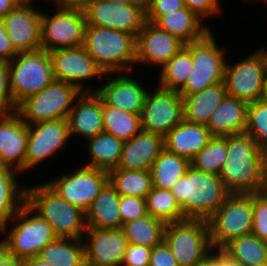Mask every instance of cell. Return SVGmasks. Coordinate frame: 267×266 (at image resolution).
I'll list each match as a JSON object with an SVG mask.
<instances>
[{
    "mask_svg": "<svg viewBox=\"0 0 267 266\" xmlns=\"http://www.w3.org/2000/svg\"><path fill=\"white\" fill-rule=\"evenodd\" d=\"M226 154L219 177L231 194L266 190L267 154L249 134L226 136Z\"/></svg>",
    "mask_w": 267,
    "mask_h": 266,
    "instance_id": "1",
    "label": "cell"
},
{
    "mask_svg": "<svg viewBox=\"0 0 267 266\" xmlns=\"http://www.w3.org/2000/svg\"><path fill=\"white\" fill-rule=\"evenodd\" d=\"M186 219L207 221L231 194L217 174L189 166L171 188Z\"/></svg>",
    "mask_w": 267,
    "mask_h": 266,
    "instance_id": "2",
    "label": "cell"
},
{
    "mask_svg": "<svg viewBox=\"0 0 267 266\" xmlns=\"http://www.w3.org/2000/svg\"><path fill=\"white\" fill-rule=\"evenodd\" d=\"M26 204L53 228L57 237L83 239L86 212L61 198L44 181L26 186Z\"/></svg>",
    "mask_w": 267,
    "mask_h": 266,
    "instance_id": "3",
    "label": "cell"
},
{
    "mask_svg": "<svg viewBox=\"0 0 267 266\" xmlns=\"http://www.w3.org/2000/svg\"><path fill=\"white\" fill-rule=\"evenodd\" d=\"M83 47L105 73H135V35L106 27L86 26Z\"/></svg>",
    "mask_w": 267,
    "mask_h": 266,
    "instance_id": "4",
    "label": "cell"
},
{
    "mask_svg": "<svg viewBox=\"0 0 267 266\" xmlns=\"http://www.w3.org/2000/svg\"><path fill=\"white\" fill-rule=\"evenodd\" d=\"M0 236L6 237L9 254L21 260L38 256L48 243L57 238L52 226L26 203L0 230Z\"/></svg>",
    "mask_w": 267,
    "mask_h": 266,
    "instance_id": "5",
    "label": "cell"
},
{
    "mask_svg": "<svg viewBox=\"0 0 267 266\" xmlns=\"http://www.w3.org/2000/svg\"><path fill=\"white\" fill-rule=\"evenodd\" d=\"M211 30L204 38L185 44L191 53L193 69L184 86L178 91L181 97L202 91L224 82L227 49L219 46ZM227 58H226V57Z\"/></svg>",
    "mask_w": 267,
    "mask_h": 266,
    "instance_id": "6",
    "label": "cell"
},
{
    "mask_svg": "<svg viewBox=\"0 0 267 266\" xmlns=\"http://www.w3.org/2000/svg\"><path fill=\"white\" fill-rule=\"evenodd\" d=\"M7 65L14 111L22 101L40 92L55 80L50 53L44 49L20 52L7 62Z\"/></svg>",
    "mask_w": 267,
    "mask_h": 266,
    "instance_id": "7",
    "label": "cell"
},
{
    "mask_svg": "<svg viewBox=\"0 0 267 266\" xmlns=\"http://www.w3.org/2000/svg\"><path fill=\"white\" fill-rule=\"evenodd\" d=\"M213 249L250 234L253 228V193L230 194L207 220Z\"/></svg>",
    "mask_w": 267,
    "mask_h": 266,
    "instance_id": "8",
    "label": "cell"
},
{
    "mask_svg": "<svg viewBox=\"0 0 267 266\" xmlns=\"http://www.w3.org/2000/svg\"><path fill=\"white\" fill-rule=\"evenodd\" d=\"M81 94L76 86L54 80L40 92L22 101L15 112L26 124L67 119Z\"/></svg>",
    "mask_w": 267,
    "mask_h": 266,
    "instance_id": "9",
    "label": "cell"
},
{
    "mask_svg": "<svg viewBox=\"0 0 267 266\" xmlns=\"http://www.w3.org/2000/svg\"><path fill=\"white\" fill-rule=\"evenodd\" d=\"M163 242L177 259L179 266H195L213 250L208 222L202 219L168 223Z\"/></svg>",
    "mask_w": 267,
    "mask_h": 266,
    "instance_id": "10",
    "label": "cell"
},
{
    "mask_svg": "<svg viewBox=\"0 0 267 266\" xmlns=\"http://www.w3.org/2000/svg\"><path fill=\"white\" fill-rule=\"evenodd\" d=\"M53 14L44 9L41 16L42 49L53 51L84 45L86 18L77 8H53ZM49 13V14H48ZM51 13V14H50Z\"/></svg>",
    "mask_w": 267,
    "mask_h": 266,
    "instance_id": "11",
    "label": "cell"
},
{
    "mask_svg": "<svg viewBox=\"0 0 267 266\" xmlns=\"http://www.w3.org/2000/svg\"><path fill=\"white\" fill-rule=\"evenodd\" d=\"M79 165L73 171L45 183L71 205L87 212L108 182V171Z\"/></svg>",
    "mask_w": 267,
    "mask_h": 266,
    "instance_id": "12",
    "label": "cell"
},
{
    "mask_svg": "<svg viewBox=\"0 0 267 266\" xmlns=\"http://www.w3.org/2000/svg\"><path fill=\"white\" fill-rule=\"evenodd\" d=\"M243 58L234 63L227 60L224 84L228 96L250 104L261 100L266 78L265 62L258 49Z\"/></svg>",
    "mask_w": 267,
    "mask_h": 266,
    "instance_id": "13",
    "label": "cell"
},
{
    "mask_svg": "<svg viewBox=\"0 0 267 266\" xmlns=\"http://www.w3.org/2000/svg\"><path fill=\"white\" fill-rule=\"evenodd\" d=\"M70 139L67 119L27 124L25 173L64 151Z\"/></svg>",
    "mask_w": 267,
    "mask_h": 266,
    "instance_id": "14",
    "label": "cell"
},
{
    "mask_svg": "<svg viewBox=\"0 0 267 266\" xmlns=\"http://www.w3.org/2000/svg\"><path fill=\"white\" fill-rule=\"evenodd\" d=\"M86 26L106 27L138 36L147 22L146 3L117 4L89 0L83 9Z\"/></svg>",
    "mask_w": 267,
    "mask_h": 266,
    "instance_id": "15",
    "label": "cell"
},
{
    "mask_svg": "<svg viewBox=\"0 0 267 266\" xmlns=\"http://www.w3.org/2000/svg\"><path fill=\"white\" fill-rule=\"evenodd\" d=\"M49 53L53 65L54 79L57 81L74 85L81 92H95L96 88L93 84L91 87L87 82L92 80L98 82V79H104L106 73L83 46L56 49L49 51Z\"/></svg>",
    "mask_w": 267,
    "mask_h": 266,
    "instance_id": "16",
    "label": "cell"
},
{
    "mask_svg": "<svg viewBox=\"0 0 267 266\" xmlns=\"http://www.w3.org/2000/svg\"><path fill=\"white\" fill-rule=\"evenodd\" d=\"M142 130L165 136L183 120V99L178 91L150 88L141 110Z\"/></svg>",
    "mask_w": 267,
    "mask_h": 266,
    "instance_id": "17",
    "label": "cell"
},
{
    "mask_svg": "<svg viewBox=\"0 0 267 266\" xmlns=\"http://www.w3.org/2000/svg\"><path fill=\"white\" fill-rule=\"evenodd\" d=\"M132 75L133 71L106 73L104 76L106 83L100 88L97 86L95 92L108 106L141 114L150 87L147 88V85L142 84L143 82L140 83V79L138 80Z\"/></svg>",
    "mask_w": 267,
    "mask_h": 266,
    "instance_id": "18",
    "label": "cell"
},
{
    "mask_svg": "<svg viewBox=\"0 0 267 266\" xmlns=\"http://www.w3.org/2000/svg\"><path fill=\"white\" fill-rule=\"evenodd\" d=\"M36 1H24L2 19L15 50L31 52L42 49L41 16Z\"/></svg>",
    "mask_w": 267,
    "mask_h": 266,
    "instance_id": "19",
    "label": "cell"
},
{
    "mask_svg": "<svg viewBox=\"0 0 267 266\" xmlns=\"http://www.w3.org/2000/svg\"><path fill=\"white\" fill-rule=\"evenodd\" d=\"M83 242L86 266H122L128 247L122 228H88Z\"/></svg>",
    "mask_w": 267,
    "mask_h": 266,
    "instance_id": "20",
    "label": "cell"
},
{
    "mask_svg": "<svg viewBox=\"0 0 267 266\" xmlns=\"http://www.w3.org/2000/svg\"><path fill=\"white\" fill-rule=\"evenodd\" d=\"M184 46L176 36L146 22L136 37V65L162 68Z\"/></svg>",
    "mask_w": 267,
    "mask_h": 266,
    "instance_id": "21",
    "label": "cell"
},
{
    "mask_svg": "<svg viewBox=\"0 0 267 266\" xmlns=\"http://www.w3.org/2000/svg\"><path fill=\"white\" fill-rule=\"evenodd\" d=\"M27 124L14 111L0 114V166L25 174Z\"/></svg>",
    "mask_w": 267,
    "mask_h": 266,
    "instance_id": "22",
    "label": "cell"
},
{
    "mask_svg": "<svg viewBox=\"0 0 267 266\" xmlns=\"http://www.w3.org/2000/svg\"><path fill=\"white\" fill-rule=\"evenodd\" d=\"M71 140H88L104 132L102 99L96 92H82L67 117Z\"/></svg>",
    "mask_w": 267,
    "mask_h": 266,
    "instance_id": "23",
    "label": "cell"
},
{
    "mask_svg": "<svg viewBox=\"0 0 267 266\" xmlns=\"http://www.w3.org/2000/svg\"><path fill=\"white\" fill-rule=\"evenodd\" d=\"M163 149V136L142 130L124 141L120 162L114 169L150 171Z\"/></svg>",
    "mask_w": 267,
    "mask_h": 266,
    "instance_id": "24",
    "label": "cell"
},
{
    "mask_svg": "<svg viewBox=\"0 0 267 266\" xmlns=\"http://www.w3.org/2000/svg\"><path fill=\"white\" fill-rule=\"evenodd\" d=\"M212 137L206 125L183 119L164 136V148L191 161Z\"/></svg>",
    "mask_w": 267,
    "mask_h": 266,
    "instance_id": "25",
    "label": "cell"
},
{
    "mask_svg": "<svg viewBox=\"0 0 267 266\" xmlns=\"http://www.w3.org/2000/svg\"><path fill=\"white\" fill-rule=\"evenodd\" d=\"M159 29L176 36L185 44L204 38L212 29L187 7L160 16L154 23Z\"/></svg>",
    "mask_w": 267,
    "mask_h": 266,
    "instance_id": "26",
    "label": "cell"
},
{
    "mask_svg": "<svg viewBox=\"0 0 267 266\" xmlns=\"http://www.w3.org/2000/svg\"><path fill=\"white\" fill-rule=\"evenodd\" d=\"M247 106L245 101L226 95L206 125L211 135L224 137L245 133Z\"/></svg>",
    "mask_w": 267,
    "mask_h": 266,
    "instance_id": "27",
    "label": "cell"
},
{
    "mask_svg": "<svg viewBox=\"0 0 267 266\" xmlns=\"http://www.w3.org/2000/svg\"><path fill=\"white\" fill-rule=\"evenodd\" d=\"M119 201V194L108 181L86 212L87 227L96 229L122 228Z\"/></svg>",
    "mask_w": 267,
    "mask_h": 266,
    "instance_id": "28",
    "label": "cell"
},
{
    "mask_svg": "<svg viewBox=\"0 0 267 266\" xmlns=\"http://www.w3.org/2000/svg\"><path fill=\"white\" fill-rule=\"evenodd\" d=\"M226 95V87L222 82L182 97L183 119L191 123L207 125L211 115Z\"/></svg>",
    "mask_w": 267,
    "mask_h": 266,
    "instance_id": "29",
    "label": "cell"
},
{
    "mask_svg": "<svg viewBox=\"0 0 267 266\" xmlns=\"http://www.w3.org/2000/svg\"><path fill=\"white\" fill-rule=\"evenodd\" d=\"M15 169L0 166V230L26 203V186L21 185Z\"/></svg>",
    "mask_w": 267,
    "mask_h": 266,
    "instance_id": "30",
    "label": "cell"
},
{
    "mask_svg": "<svg viewBox=\"0 0 267 266\" xmlns=\"http://www.w3.org/2000/svg\"><path fill=\"white\" fill-rule=\"evenodd\" d=\"M89 156L83 166L109 171L117 168L122 154L124 141L115 136L102 132L85 141Z\"/></svg>",
    "mask_w": 267,
    "mask_h": 266,
    "instance_id": "31",
    "label": "cell"
},
{
    "mask_svg": "<svg viewBox=\"0 0 267 266\" xmlns=\"http://www.w3.org/2000/svg\"><path fill=\"white\" fill-rule=\"evenodd\" d=\"M37 257L52 266H86L83 239L57 237Z\"/></svg>",
    "mask_w": 267,
    "mask_h": 266,
    "instance_id": "32",
    "label": "cell"
},
{
    "mask_svg": "<svg viewBox=\"0 0 267 266\" xmlns=\"http://www.w3.org/2000/svg\"><path fill=\"white\" fill-rule=\"evenodd\" d=\"M190 165L187 158L178 156L164 148L150 169L153 187L171 190Z\"/></svg>",
    "mask_w": 267,
    "mask_h": 266,
    "instance_id": "33",
    "label": "cell"
},
{
    "mask_svg": "<svg viewBox=\"0 0 267 266\" xmlns=\"http://www.w3.org/2000/svg\"><path fill=\"white\" fill-rule=\"evenodd\" d=\"M166 225L165 222L148 214L124 223L122 230L128 244L153 248L163 243Z\"/></svg>",
    "mask_w": 267,
    "mask_h": 266,
    "instance_id": "34",
    "label": "cell"
},
{
    "mask_svg": "<svg viewBox=\"0 0 267 266\" xmlns=\"http://www.w3.org/2000/svg\"><path fill=\"white\" fill-rule=\"evenodd\" d=\"M221 250L243 266H264L267 242L250 233L231 240Z\"/></svg>",
    "mask_w": 267,
    "mask_h": 266,
    "instance_id": "35",
    "label": "cell"
},
{
    "mask_svg": "<svg viewBox=\"0 0 267 266\" xmlns=\"http://www.w3.org/2000/svg\"><path fill=\"white\" fill-rule=\"evenodd\" d=\"M108 181L119 196H134L145 199L152 190V175L147 170L111 169Z\"/></svg>",
    "mask_w": 267,
    "mask_h": 266,
    "instance_id": "36",
    "label": "cell"
},
{
    "mask_svg": "<svg viewBox=\"0 0 267 266\" xmlns=\"http://www.w3.org/2000/svg\"><path fill=\"white\" fill-rule=\"evenodd\" d=\"M104 132L123 141L142 131L140 114L114 108L102 102Z\"/></svg>",
    "mask_w": 267,
    "mask_h": 266,
    "instance_id": "37",
    "label": "cell"
},
{
    "mask_svg": "<svg viewBox=\"0 0 267 266\" xmlns=\"http://www.w3.org/2000/svg\"><path fill=\"white\" fill-rule=\"evenodd\" d=\"M193 69L191 53L183 47L158 72L157 86L179 91L186 83Z\"/></svg>",
    "mask_w": 267,
    "mask_h": 266,
    "instance_id": "38",
    "label": "cell"
},
{
    "mask_svg": "<svg viewBox=\"0 0 267 266\" xmlns=\"http://www.w3.org/2000/svg\"><path fill=\"white\" fill-rule=\"evenodd\" d=\"M145 200L148 214L166 224L186 219L170 190L152 187Z\"/></svg>",
    "mask_w": 267,
    "mask_h": 266,
    "instance_id": "39",
    "label": "cell"
},
{
    "mask_svg": "<svg viewBox=\"0 0 267 266\" xmlns=\"http://www.w3.org/2000/svg\"><path fill=\"white\" fill-rule=\"evenodd\" d=\"M227 157L226 136L212 137L190 164L197 170L219 175Z\"/></svg>",
    "mask_w": 267,
    "mask_h": 266,
    "instance_id": "40",
    "label": "cell"
},
{
    "mask_svg": "<svg viewBox=\"0 0 267 266\" xmlns=\"http://www.w3.org/2000/svg\"><path fill=\"white\" fill-rule=\"evenodd\" d=\"M258 147L267 154V103L258 100L247 106L246 130Z\"/></svg>",
    "mask_w": 267,
    "mask_h": 266,
    "instance_id": "41",
    "label": "cell"
},
{
    "mask_svg": "<svg viewBox=\"0 0 267 266\" xmlns=\"http://www.w3.org/2000/svg\"><path fill=\"white\" fill-rule=\"evenodd\" d=\"M252 234L267 242V189L253 193Z\"/></svg>",
    "mask_w": 267,
    "mask_h": 266,
    "instance_id": "42",
    "label": "cell"
},
{
    "mask_svg": "<svg viewBox=\"0 0 267 266\" xmlns=\"http://www.w3.org/2000/svg\"><path fill=\"white\" fill-rule=\"evenodd\" d=\"M119 210L122 219V226L124 223L148 215L146 200L140 197L120 196Z\"/></svg>",
    "mask_w": 267,
    "mask_h": 266,
    "instance_id": "43",
    "label": "cell"
},
{
    "mask_svg": "<svg viewBox=\"0 0 267 266\" xmlns=\"http://www.w3.org/2000/svg\"><path fill=\"white\" fill-rule=\"evenodd\" d=\"M147 22L154 23L160 16L186 7L184 0H145Z\"/></svg>",
    "mask_w": 267,
    "mask_h": 266,
    "instance_id": "44",
    "label": "cell"
},
{
    "mask_svg": "<svg viewBox=\"0 0 267 266\" xmlns=\"http://www.w3.org/2000/svg\"><path fill=\"white\" fill-rule=\"evenodd\" d=\"M184 2L190 11L196 13L204 21L212 16L220 15L223 11L221 0H184Z\"/></svg>",
    "mask_w": 267,
    "mask_h": 266,
    "instance_id": "45",
    "label": "cell"
},
{
    "mask_svg": "<svg viewBox=\"0 0 267 266\" xmlns=\"http://www.w3.org/2000/svg\"><path fill=\"white\" fill-rule=\"evenodd\" d=\"M14 112L7 62L0 61V114Z\"/></svg>",
    "mask_w": 267,
    "mask_h": 266,
    "instance_id": "46",
    "label": "cell"
},
{
    "mask_svg": "<svg viewBox=\"0 0 267 266\" xmlns=\"http://www.w3.org/2000/svg\"><path fill=\"white\" fill-rule=\"evenodd\" d=\"M151 248L128 244L122 266H149Z\"/></svg>",
    "mask_w": 267,
    "mask_h": 266,
    "instance_id": "47",
    "label": "cell"
},
{
    "mask_svg": "<svg viewBox=\"0 0 267 266\" xmlns=\"http://www.w3.org/2000/svg\"><path fill=\"white\" fill-rule=\"evenodd\" d=\"M149 266H179L168 246L163 242L151 248Z\"/></svg>",
    "mask_w": 267,
    "mask_h": 266,
    "instance_id": "48",
    "label": "cell"
},
{
    "mask_svg": "<svg viewBox=\"0 0 267 266\" xmlns=\"http://www.w3.org/2000/svg\"><path fill=\"white\" fill-rule=\"evenodd\" d=\"M18 52L12 45L7 30L2 20H0V61L9 62Z\"/></svg>",
    "mask_w": 267,
    "mask_h": 266,
    "instance_id": "49",
    "label": "cell"
},
{
    "mask_svg": "<svg viewBox=\"0 0 267 266\" xmlns=\"http://www.w3.org/2000/svg\"><path fill=\"white\" fill-rule=\"evenodd\" d=\"M47 1H49L48 3L51 2L53 8H77L83 10L89 0H47Z\"/></svg>",
    "mask_w": 267,
    "mask_h": 266,
    "instance_id": "50",
    "label": "cell"
},
{
    "mask_svg": "<svg viewBox=\"0 0 267 266\" xmlns=\"http://www.w3.org/2000/svg\"><path fill=\"white\" fill-rule=\"evenodd\" d=\"M214 266H243V265L231 259L221 249H214Z\"/></svg>",
    "mask_w": 267,
    "mask_h": 266,
    "instance_id": "51",
    "label": "cell"
},
{
    "mask_svg": "<svg viewBox=\"0 0 267 266\" xmlns=\"http://www.w3.org/2000/svg\"><path fill=\"white\" fill-rule=\"evenodd\" d=\"M25 0H0V20H2L8 12L16 9Z\"/></svg>",
    "mask_w": 267,
    "mask_h": 266,
    "instance_id": "52",
    "label": "cell"
},
{
    "mask_svg": "<svg viewBox=\"0 0 267 266\" xmlns=\"http://www.w3.org/2000/svg\"><path fill=\"white\" fill-rule=\"evenodd\" d=\"M9 247L6 237L0 239V264L9 256Z\"/></svg>",
    "mask_w": 267,
    "mask_h": 266,
    "instance_id": "53",
    "label": "cell"
},
{
    "mask_svg": "<svg viewBox=\"0 0 267 266\" xmlns=\"http://www.w3.org/2000/svg\"><path fill=\"white\" fill-rule=\"evenodd\" d=\"M23 266H52V265L49 264L48 262L42 261L40 258L36 256L23 260Z\"/></svg>",
    "mask_w": 267,
    "mask_h": 266,
    "instance_id": "54",
    "label": "cell"
},
{
    "mask_svg": "<svg viewBox=\"0 0 267 266\" xmlns=\"http://www.w3.org/2000/svg\"><path fill=\"white\" fill-rule=\"evenodd\" d=\"M0 266H23V260L9 255L4 261H2Z\"/></svg>",
    "mask_w": 267,
    "mask_h": 266,
    "instance_id": "55",
    "label": "cell"
},
{
    "mask_svg": "<svg viewBox=\"0 0 267 266\" xmlns=\"http://www.w3.org/2000/svg\"><path fill=\"white\" fill-rule=\"evenodd\" d=\"M195 266H214V249L204 260L200 261Z\"/></svg>",
    "mask_w": 267,
    "mask_h": 266,
    "instance_id": "56",
    "label": "cell"
},
{
    "mask_svg": "<svg viewBox=\"0 0 267 266\" xmlns=\"http://www.w3.org/2000/svg\"><path fill=\"white\" fill-rule=\"evenodd\" d=\"M117 4L145 3V0H106Z\"/></svg>",
    "mask_w": 267,
    "mask_h": 266,
    "instance_id": "57",
    "label": "cell"
},
{
    "mask_svg": "<svg viewBox=\"0 0 267 266\" xmlns=\"http://www.w3.org/2000/svg\"><path fill=\"white\" fill-rule=\"evenodd\" d=\"M262 47H259L258 50L260 51V53L262 54V57L264 59L265 62V72H266V77H267V49L261 45Z\"/></svg>",
    "mask_w": 267,
    "mask_h": 266,
    "instance_id": "58",
    "label": "cell"
},
{
    "mask_svg": "<svg viewBox=\"0 0 267 266\" xmlns=\"http://www.w3.org/2000/svg\"><path fill=\"white\" fill-rule=\"evenodd\" d=\"M261 100L267 103V77L265 78V84Z\"/></svg>",
    "mask_w": 267,
    "mask_h": 266,
    "instance_id": "59",
    "label": "cell"
},
{
    "mask_svg": "<svg viewBox=\"0 0 267 266\" xmlns=\"http://www.w3.org/2000/svg\"><path fill=\"white\" fill-rule=\"evenodd\" d=\"M247 1H249V3H251L252 1H253V2L255 1L256 3H258V2H259V3H266V5H267V0H246V2H247ZM250 1H251V2H250Z\"/></svg>",
    "mask_w": 267,
    "mask_h": 266,
    "instance_id": "60",
    "label": "cell"
},
{
    "mask_svg": "<svg viewBox=\"0 0 267 266\" xmlns=\"http://www.w3.org/2000/svg\"><path fill=\"white\" fill-rule=\"evenodd\" d=\"M265 266H267V256H266V260H265Z\"/></svg>",
    "mask_w": 267,
    "mask_h": 266,
    "instance_id": "61",
    "label": "cell"
}]
</instances>
